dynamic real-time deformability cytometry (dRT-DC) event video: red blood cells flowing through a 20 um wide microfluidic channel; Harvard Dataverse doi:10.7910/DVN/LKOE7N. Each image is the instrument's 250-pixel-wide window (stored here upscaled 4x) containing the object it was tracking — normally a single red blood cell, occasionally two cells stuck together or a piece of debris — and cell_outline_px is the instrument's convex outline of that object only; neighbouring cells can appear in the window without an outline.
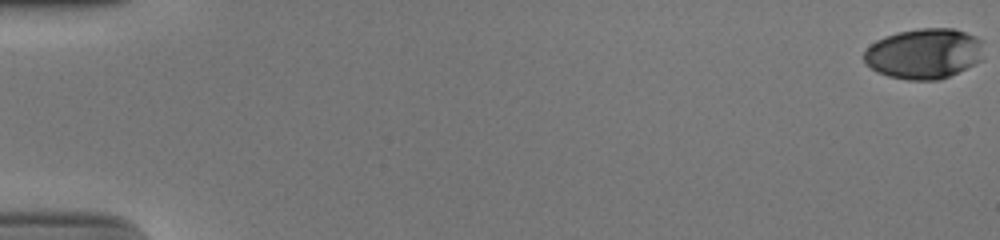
{"species": "human", "species_latin": "Homo sapiens", "temperature_condition": "cold", "stored_images_in_passage": 54, "camera_frame_rate_fps": 3000, "um_per_image_px": 0.085, "donor": {"sex": "male"}, "frame": {"image": 1, "passage_image": 1, "time_ms": 0.0, "image_size_px": [1000, 240], "cell_outline_px": [[984, 40], [980, 60], [940, 80], [908, 80], [888, 76], [876, 72], [864, 60], [864, 52], [876, 40], [884, 36], [896, 32], [920, 28], [952, 28], [976, 36]], "centroid_in_image_um": [78.53, 4.54], "position_along_channel_um": 6.5, "area_um2": 35.03}}
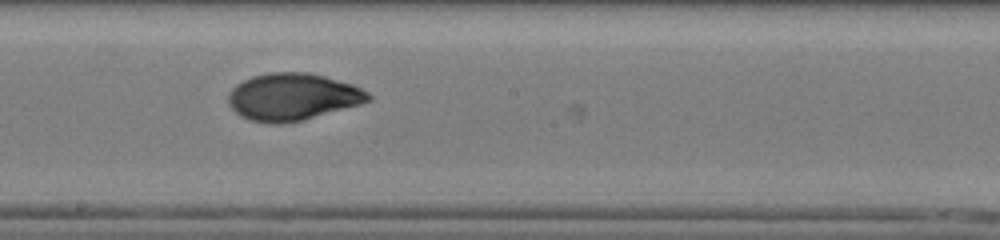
{"frame": {"image": 2, "passage_image": 32, "time_ms": 10.333, "image_size_px": [1000, 240], "cell_outline_px": [[372, 100], [360, 104], [304, 120], [280, 124], [272, 124], [252, 120], [240, 116], [228, 104], [228, 96], [232, 88], [236, 84], [252, 76], [272, 72], [308, 72], [324, 76], [352, 84], [368, 92], [372, 96]], "centroid_in_image_um": [24.87, 8.23], "position_along_channel_um": 223.3, "area_um2": 38.44}}
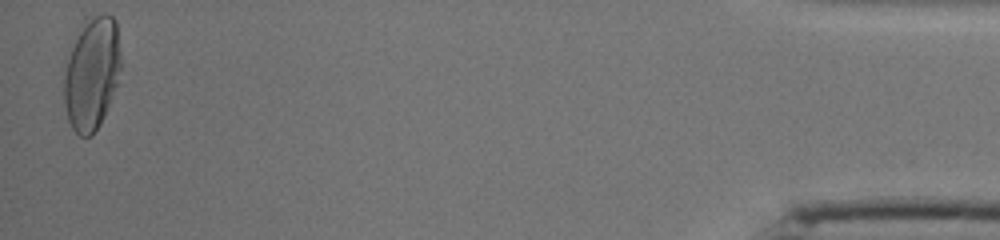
{"frame": {"image": 3, "passage_image": 54, "time_ms": 17.667, "image_size_px": [1000, 240], "cell_outline_px": [[120, 68], [116, 84], [104, 116], [100, 124], [92, 136], [80, 136], [72, 128], [68, 120], [64, 104], [64, 76], [68, 60], [72, 48], [84, 20], [100, 12], [108, 12], [116, 20], [120, 52]], "centroid_in_image_um": [7.81, 6.23], "position_along_channel_um": 427.4, "area_um2": 37.11}, "authors_computed_cell_mechanics": {"area_um2": 36.2117, "velocity_mm_per_s": 3.912, "shape_relaxation_time_tau1_ms": 8.191, "shape_relaxation_time_tau2_ms": 1.1712, "deformation_change_tau1": 0.2753, "deformation_change_tau2": 0.0474}}